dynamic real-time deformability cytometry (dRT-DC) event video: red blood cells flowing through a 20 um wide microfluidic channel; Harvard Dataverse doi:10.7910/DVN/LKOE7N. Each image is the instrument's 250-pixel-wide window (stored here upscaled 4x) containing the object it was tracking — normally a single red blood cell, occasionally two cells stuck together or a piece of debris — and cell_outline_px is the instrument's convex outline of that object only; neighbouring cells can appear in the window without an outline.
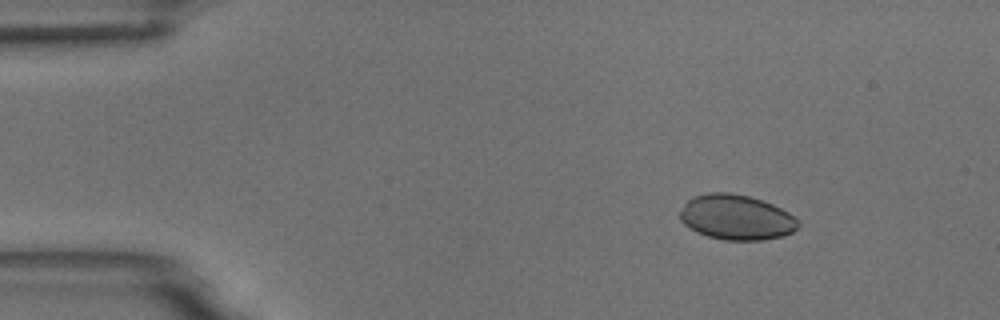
{"species": "common noctule bat (a hibernating species)", "species_latin": "Nyctalus noctula", "temperature_condition": "room temperature", "stored_images_in_passage": 52, "camera_frame_rate_fps": 3000, "um_per_image_px": 0.085, "animal": {"sex": "male", "body_mass_g": 18.8}, "frame": {"image": 1, "passage_image": 5, "time_ms": 1.333, "image_size_px": [1000, 320], "cell_outline_px": [[800, 224], [792, 232], [784, 236], [764, 240], [724, 240], [708, 236], [696, 232], [684, 224], [680, 220], [680, 212], [688, 200], [692, 196], [708, 192], [728, 192], [748, 196], [772, 204], [788, 212]], "centroid_in_image_um": [62.57, 18.47], "position_along_channel_um": 22.4, "area_um2": 30.98}}
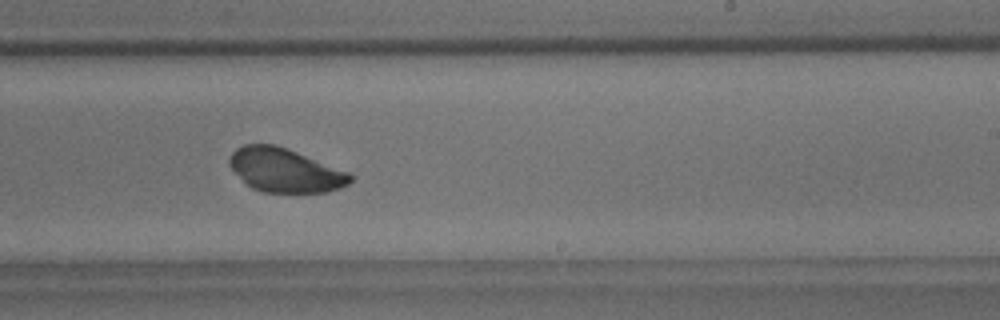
{"frame": {"image": 2, "passage_image": 31, "time_ms": 10.0, "image_size_px": [1000, 320], "cell_outline_px": [[352, 180], [348, 184], [340, 188], [328, 192], [264, 192], [252, 188], [228, 164], [228, 160], [232, 152], [236, 148], [244, 144], [276, 144], [288, 148], [352, 172]], "centroid_in_image_um": [24.28, 14.45], "position_along_channel_um": 264.7, "area_um2": 31.04}}
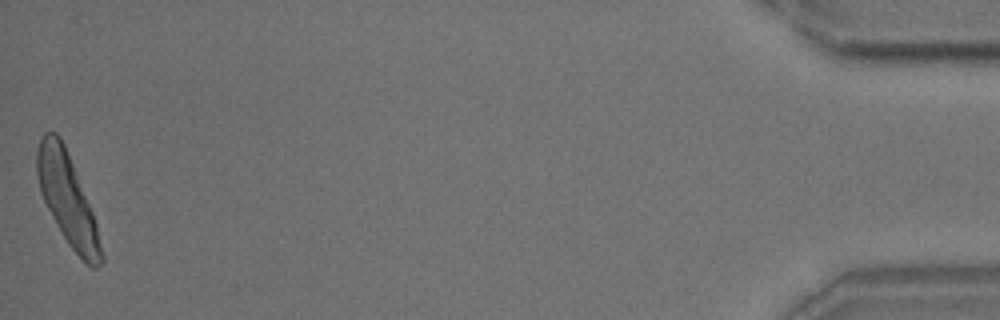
{"frame": {"image": 3, "passage_image": 52, "time_ms": 17.0, "image_size_px": [1000, 320], "cell_outline_px": [[104, 260], [96, 268], [92, 268], [68, 244], [52, 216], [40, 192], [36, 172], [36, 152], [40, 136], [44, 132], [56, 132], [60, 136], [64, 144], [92, 212], [96, 224], [104, 256]], "centroid_in_image_um": [5.71, 16.9], "position_along_channel_um": 429.5, "area_um2": 33.35}}